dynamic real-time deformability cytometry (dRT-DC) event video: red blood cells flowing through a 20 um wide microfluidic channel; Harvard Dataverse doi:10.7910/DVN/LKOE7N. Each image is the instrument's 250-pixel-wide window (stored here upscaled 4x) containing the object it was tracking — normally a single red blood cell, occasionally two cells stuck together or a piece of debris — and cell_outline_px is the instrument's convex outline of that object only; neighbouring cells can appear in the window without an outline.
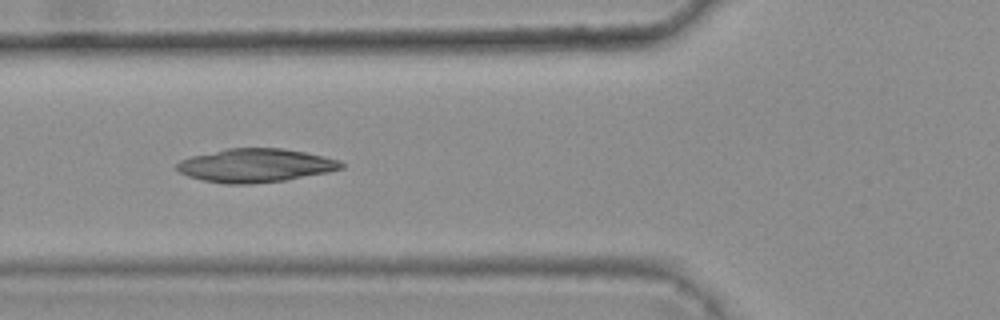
{"species": "common noctule bat (a hibernating species)", "species_latin": "Nyctalus noctula", "temperature_condition": "warm", "stored_images_in_passage": 6, "camera_frame_rate_fps": 3000, "um_per_image_px": 0.085, "animal": {"sex": "female", "body_mass_g": 25.1}, "frame": {"image": 1, "passage_image": 4, "time_ms": 1.0, "image_size_px": [1000, 320], "cell_outline_px": [[344, 168], [328, 172], [284, 180], [252, 184], [224, 184], [204, 180], [188, 176], [180, 172], [176, 168], [176, 164], [180, 160], [192, 156], [228, 148], [280, 148], [304, 152], [324, 156], [340, 160], [344, 164]], "centroid_in_image_um": [21.73, 14.06], "position_along_channel_um": 104.1, "area_um2": 32.02}}
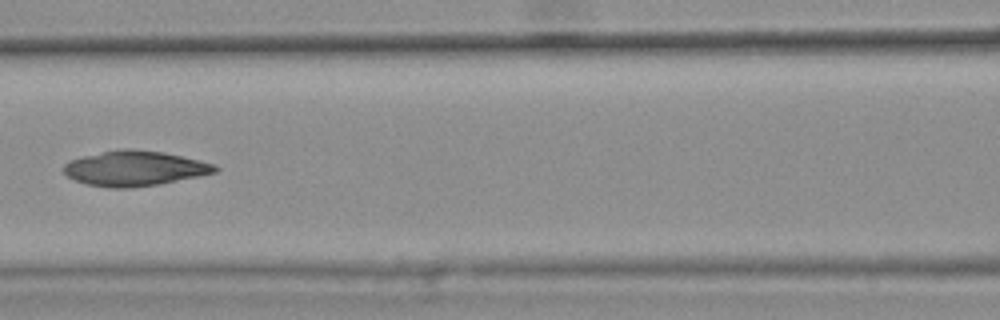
{"frame": {"image": 2, "passage_image": 5, "time_ms": 1.333, "image_size_px": [1000, 320], "cell_outline_px": [[220, 168], [216, 172], [156, 184], [128, 188], [108, 188], [84, 184], [72, 180], [64, 172], [64, 164], [68, 160], [84, 156], [124, 148], [128, 148], [164, 152], [216, 164]], "centroid_in_image_um": [11.4, 14.31], "position_along_channel_um": 155.2, "area_um2": 30.75}}